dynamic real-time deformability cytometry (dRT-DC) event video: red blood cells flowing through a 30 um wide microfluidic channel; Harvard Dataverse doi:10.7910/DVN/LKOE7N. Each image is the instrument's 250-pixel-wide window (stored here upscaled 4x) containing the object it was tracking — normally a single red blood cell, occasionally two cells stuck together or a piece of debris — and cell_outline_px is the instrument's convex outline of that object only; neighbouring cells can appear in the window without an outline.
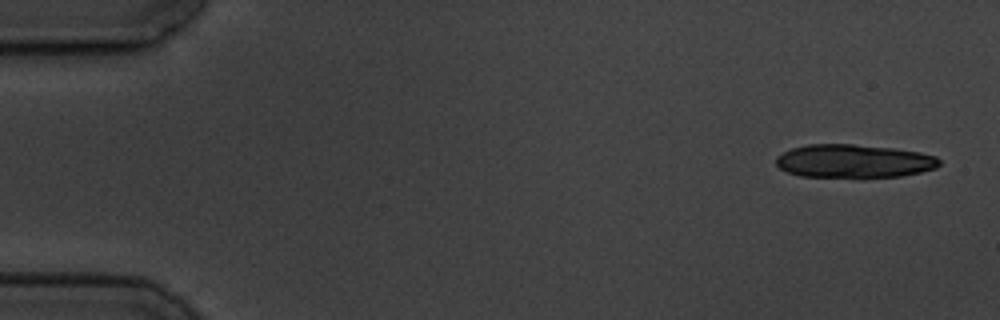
{"species": "common noctule bat (a hibernating species)", "species_latin": "Nyctalus noctula", "temperature_condition": "cold", "stored_images_in_passage": 5, "camera_frame_rate_fps": 3000, "um_per_image_px": 0.085, "animal": {"sex": "male", "body_mass_g": 19.5, "forearm_length_mm": 54.6}, "frame": {"image": 1, "passage_image": 1, "time_ms": 0.0, "image_size_px": [1000, 320], "cell_outline_px": [[940, 164], [936, 168], [920, 172], [900, 176], [800, 176], [788, 172], [780, 168], [776, 164], [776, 156], [792, 148], [808, 144], [852, 144], [892, 148], [920, 152], [936, 156], [940, 160]], "centroid_in_image_um": [72.58, 13.68], "position_along_channel_um": 12.4, "area_um2": 31.33}}